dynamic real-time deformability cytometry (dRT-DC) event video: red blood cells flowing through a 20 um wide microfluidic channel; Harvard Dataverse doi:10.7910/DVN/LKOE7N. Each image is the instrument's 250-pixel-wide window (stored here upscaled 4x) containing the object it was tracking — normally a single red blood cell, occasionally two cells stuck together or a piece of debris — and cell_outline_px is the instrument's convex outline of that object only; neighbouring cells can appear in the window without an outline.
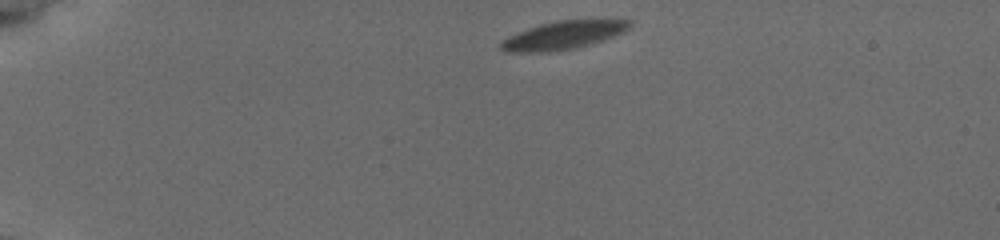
{"species": "common noctule bat (a hibernating species)", "species_latin": "Nyctalus noctula", "temperature_condition": "cold", "stored_images_in_passage": 21, "camera_frame_rate_fps": 3000, "um_per_image_px": 0.085, "animal": {"sex": "female", "body_mass_g": 19.5, "forearm_length_mm": 54.1}, "frame": {"image": 1, "passage_image": 1, "time_ms": 0.0, "image_size_px": [1000, 240], "cell_outline_px": [[628, 24], [620, 32], [600, 40], [568, 48], [500, 48], [500, 44], [504, 40], [520, 32], [540, 24], [560, 20], [628, 20]], "centroid_in_image_um": [47.98, 2.89], "position_along_channel_um": 37.0, "area_um2": 18.15}}
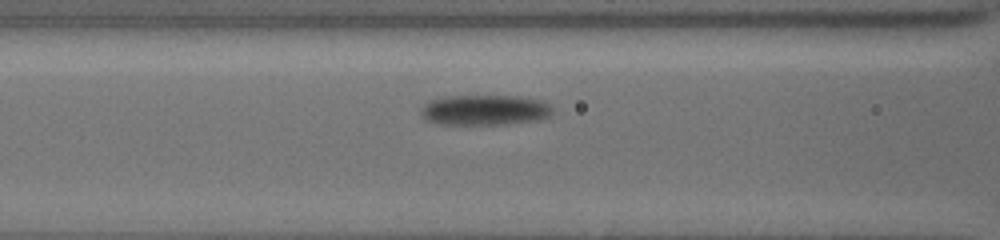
{"frame": {"image": 2, "passage_image": 15, "time_ms": 4.333, "image_size_px": [1000, 240], "cell_outline_px": [[552, 112], [548, 116], [536, 120], [500, 124], [436, 124], [424, 120], [424, 104], [432, 100], [448, 96], [520, 96], [540, 100], [548, 104], [552, 108]], "centroid_in_image_um": [41.21, 9.35], "position_along_channel_um": 125.4, "area_um2": 22.89}}
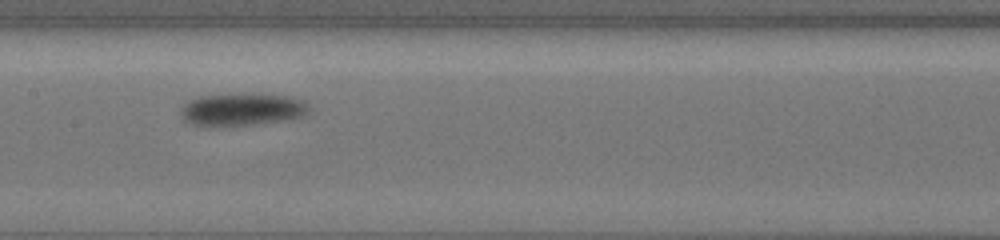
{"frame": {"image": 3, "passage_image": 18, "time_ms": 6.0, "image_size_px": [1000, 240], "cell_outline_px": [[308, 104], [304, 112], [296, 116], [276, 120], [244, 124], [196, 124], [188, 120], [184, 116], [184, 108], [192, 100], [200, 96], [252, 92], [292, 96], [304, 100]], "centroid_in_image_um": [20.65, 9.21], "position_along_channel_um": 186.8, "area_um2": 22.83}}